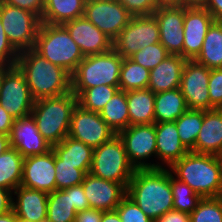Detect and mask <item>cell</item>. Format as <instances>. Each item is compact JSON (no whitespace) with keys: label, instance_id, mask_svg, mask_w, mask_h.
Listing matches in <instances>:
<instances>
[{"label":"cell","instance_id":"49","mask_svg":"<svg viewBox=\"0 0 222 222\" xmlns=\"http://www.w3.org/2000/svg\"><path fill=\"white\" fill-rule=\"evenodd\" d=\"M203 7L211 13L215 21L222 22V0H207Z\"/></svg>","mask_w":222,"mask_h":222},{"label":"cell","instance_id":"21","mask_svg":"<svg viewBox=\"0 0 222 222\" xmlns=\"http://www.w3.org/2000/svg\"><path fill=\"white\" fill-rule=\"evenodd\" d=\"M191 152L222 154V109L204 110L203 123Z\"/></svg>","mask_w":222,"mask_h":222},{"label":"cell","instance_id":"54","mask_svg":"<svg viewBox=\"0 0 222 222\" xmlns=\"http://www.w3.org/2000/svg\"><path fill=\"white\" fill-rule=\"evenodd\" d=\"M0 222H16V215L13 210L0 215Z\"/></svg>","mask_w":222,"mask_h":222},{"label":"cell","instance_id":"25","mask_svg":"<svg viewBox=\"0 0 222 222\" xmlns=\"http://www.w3.org/2000/svg\"><path fill=\"white\" fill-rule=\"evenodd\" d=\"M52 149L61 159V164L75 165L76 169L89 173L94 151L92 147L66 136L60 143L53 145Z\"/></svg>","mask_w":222,"mask_h":222},{"label":"cell","instance_id":"58","mask_svg":"<svg viewBox=\"0 0 222 222\" xmlns=\"http://www.w3.org/2000/svg\"><path fill=\"white\" fill-rule=\"evenodd\" d=\"M40 222H52L51 220H49L47 217L44 218L43 220H41Z\"/></svg>","mask_w":222,"mask_h":222},{"label":"cell","instance_id":"47","mask_svg":"<svg viewBox=\"0 0 222 222\" xmlns=\"http://www.w3.org/2000/svg\"><path fill=\"white\" fill-rule=\"evenodd\" d=\"M102 210L87 209L76 213L75 222H101Z\"/></svg>","mask_w":222,"mask_h":222},{"label":"cell","instance_id":"13","mask_svg":"<svg viewBox=\"0 0 222 222\" xmlns=\"http://www.w3.org/2000/svg\"><path fill=\"white\" fill-rule=\"evenodd\" d=\"M116 133L101 118L100 113L76 105L73 110L68 136L93 149L108 142Z\"/></svg>","mask_w":222,"mask_h":222},{"label":"cell","instance_id":"34","mask_svg":"<svg viewBox=\"0 0 222 222\" xmlns=\"http://www.w3.org/2000/svg\"><path fill=\"white\" fill-rule=\"evenodd\" d=\"M203 116L204 110L188 109L175 120L180 140L189 151L195 147Z\"/></svg>","mask_w":222,"mask_h":222},{"label":"cell","instance_id":"16","mask_svg":"<svg viewBox=\"0 0 222 222\" xmlns=\"http://www.w3.org/2000/svg\"><path fill=\"white\" fill-rule=\"evenodd\" d=\"M214 18L203 6H184L183 58L194 60L202 49L205 35Z\"/></svg>","mask_w":222,"mask_h":222},{"label":"cell","instance_id":"29","mask_svg":"<svg viewBox=\"0 0 222 222\" xmlns=\"http://www.w3.org/2000/svg\"><path fill=\"white\" fill-rule=\"evenodd\" d=\"M194 61L209 69L222 68V22L214 21L209 27Z\"/></svg>","mask_w":222,"mask_h":222},{"label":"cell","instance_id":"51","mask_svg":"<svg viewBox=\"0 0 222 222\" xmlns=\"http://www.w3.org/2000/svg\"><path fill=\"white\" fill-rule=\"evenodd\" d=\"M101 222H122L118 212L116 210L113 211H103Z\"/></svg>","mask_w":222,"mask_h":222},{"label":"cell","instance_id":"4","mask_svg":"<svg viewBox=\"0 0 222 222\" xmlns=\"http://www.w3.org/2000/svg\"><path fill=\"white\" fill-rule=\"evenodd\" d=\"M77 104V96L72 91L34 102L31 115L35 119L38 131L51 146L68 136L71 116Z\"/></svg>","mask_w":222,"mask_h":222},{"label":"cell","instance_id":"44","mask_svg":"<svg viewBox=\"0 0 222 222\" xmlns=\"http://www.w3.org/2000/svg\"><path fill=\"white\" fill-rule=\"evenodd\" d=\"M68 193H71L72 205H74L75 211L78 213L83 210L90 209L88 199L84 193L82 185L72 186L65 189Z\"/></svg>","mask_w":222,"mask_h":222},{"label":"cell","instance_id":"14","mask_svg":"<svg viewBox=\"0 0 222 222\" xmlns=\"http://www.w3.org/2000/svg\"><path fill=\"white\" fill-rule=\"evenodd\" d=\"M209 77V68L194 60H187L179 88L185 97L188 109L210 110Z\"/></svg>","mask_w":222,"mask_h":222},{"label":"cell","instance_id":"12","mask_svg":"<svg viewBox=\"0 0 222 222\" xmlns=\"http://www.w3.org/2000/svg\"><path fill=\"white\" fill-rule=\"evenodd\" d=\"M34 102L24 74L13 66L3 79L0 105L14 119H19L31 114Z\"/></svg>","mask_w":222,"mask_h":222},{"label":"cell","instance_id":"31","mask_svg":"<svg viewBox=\"0 0 222 222\" xmlns=\"http://www.w3.org/2000/svg\"><path fill=\"white\" fill-rule=\"evenodd\" d=\"M99 113L116 134L126 129L129 126L126 92L119 89Z\"/></svg>","mask_w":222,"mask_h":222},{"label":"cell","instance_id":"7","mask_svg":"<svg viewBox=\"0 0 222 222\" xmlns=\"http://www.w3.org/2000/svg\"><path fill=\"white\" fill-rule=\"evenodd\" d=\"M135 170L129 162L123 140L118 134L93 151L89 173L95 177L121 183L127 188Z\"/></svg>","mask_w":222,"mask_h":222},{"label":"cell","instance_id":"6","mask_svg":"<svg viewBox=\"0 0 222 222\" xmlns=\"http://www.w3.org/2000/svg\"><path fill=\"white\" fill-rule=\"evenodd\" d=\"M123 57L113 48L85 56L71 76L72 92L78 97L85 89L100 85L119 86Z\"/></svg>","mask_w":222,"mask_h":222},{"label":"cell","instance_id":"50","mask_svg":"<svg viewBox=\"0 0 222 222\" xmlns=\"http://www.w3.org/2000/svg\"><path fill=\"white\" fill-rule=\"evenodd\" d=\"M12 192L0 187V215L12 210Z\"/></svg>","mask_w":222,"mask_h":222},{"label":"cell","instance_id":"19","mask_svg":"<svg viewBox=\"0 0 222 222\" xmlns=\"http://www.w3.org/2000/svg\"><path fill=\"white\" fill-rule=\"evenodd\" d=\"M91 209L113 211L126 195V188L121 184L93 176L85 175L81 184Z\"/></svg>","mask_w":222,"mask_h":222},{"label":"cell","instance_id":"35","mask_svg":"<svg viewBox=\"0 0 222 222\" xmlns=\"http://www.w3.org/2000/svg\"><path fill=\"white\" fill-rule=\"evenodd\" d=\"M119 90V86L100 85L85 89L78 97V105L88 111L99 113Z\"/></svg>","mask_w":222,"mask_h":222},{"label":"cell","instance_id":"52","mask_svg":"<svg viewBox=\"0 0 222 222\" xmlns=\"http://www.w3.org/2000/svg\"><path fill=\"white\" fill-rule=\"evenodd\" d=\"M10 147L9 135L0 134V154L7 151Z\"/></svg>","mask_w":222,"mask_h":222},{"label":"cell","instance_id":"18","mask_svg":"<svg viewBox=\"0 0 222 222\" xmlns=\"http://www.w3.org/2000/svg\"><path fill=\"white\" fill-rule=\"evenodd\" d=\"M9 140L11 148H15L24 158L44 154L52 149L51 144L38 131L31 114L14 119Z\"/></svg>","mask_w":222,"mask_h":222},{"label":"cell","instance_id":"8","mask_svg":"<svg viewBox=\"0 0 222 222\" xmlns=\"http://www.w3.org/2000/svg\"><path fill=\"white\" fill-rule=\"evenodd\" d=\"M0 19L9 42L18 52L34 47L42 23L37 14L0 0Z\"/></svg>","mask_w":222,"mask_h":222},{"label":"cell","instance_id":"38","mask_svg":"<svg viewBox=\"0 0 222 222\" xmlns=\"http://www.w3.org/2000/svg\"><path fill=\"white\" fill-rule=\"evenodd\" d=\"M56 189L64 190L72 186L81 185L86 173L76 169L75 165L61 164V159L55 155Z\"/></svg>","mask_w":222,"mask_h":222},{"label":"cell","instance_id":"27","mask_svg":"<svg viewBox=\"0 0 222 222\" xmlns=\"http://www.w3.org/2000/svg\"><path fill=\"white\" fill-rule=\"evenodd\" d=\"M87 0H45L41 22L52 25L82 17Z\"/></svg>","mask_w":222,"mask_h":222},{"label":"cell","instance_id":"15","mask_svg":"<svg viewBox=\"0 0 222 222\" xmlns=\"http://www.w3.org/2000/svg\"><path fill=\"white\" fill-rule=\"evenodd\" d=\"M55 175V153L51 149L24 158L21 186L49 194L56 190Z\"/></svg>","mask_w":222,"mask_h":222},{"label":"cell","instance_id":"23","mask_svg":"<svg viewBox=\"0 0 222 222\" xmlns=\"http://www.w3.org/2000/svg\"><path fill=\"white\" fill-rule=\"evenodd\" d=\"M157 157L170 167L189 150L181 142L174 122L155 123Z\"/></svg>","mask_w":222,"mask_h":222},{"label":"cell","instance_id":"1","mask_svg":"<svg viewBox=\"0 0 222 222\" xmlns=\"http://www.w3.org/2000/svg\"><path fill=\"white\" fill-rule=\"evenodd\" d=\"M126 195L154 221L174 209L171 171L165 167L136 169Z\"/></svg>","mask_w":222,"mask_h":222},{"label":"cell","instance_id":"46","mask_svg":"<svg viewBox=\"0 0 222 222\" xmlns=\"http://www.w3.org/2000/svg\"><path fill=\"white\" fill-rule=\"evenodd\" d=\"M154 222H190V214L173 209L155 219Z\"/></svg>","mask_w":222,"mask_h":222},{"label":"cell","instance_id":"33","mask_svg":"<svg viewBox=\"0 0 222 222\" xmlns=\"http://www.w3.org/2000/svg\"><path fill=\"white\" fill-rule=\"evenodd\" d=\"M149 75V69L135 63L130 58H123L120 68L119 89L125 92L146 89L149 85Z\"/></svg>","mask_w":222,"mask_h":222},{"label":"cell","instance_id":"28","mask_svg":"<svg viewBox=\"0 0 222 222\" xmlns=\"http://www.w3.org/2000/svg\"><path fill=\"white\" fill-rule=\"evenodd\" d=\"M188 110L180 88L155 93V123L174 122Z\"/></svg>","mask_w":222,"mask_h":222},{"label":"cell","instance_id":"37","mask_svg":"<svg viewBox=\"0 0 222 222\" xmlns=\"http://www.w3.org/2000/svg\"><path fill=\"white\" fill-rule=\"evenodd\" d=\"M190 222H222V196L202 198L190 213Z\"/></svg>","mask_w":222,"mask_h":222},{"label":"cell","instance_id":"39","mask_svg":"<svg viewBox=\"0 0 222 222\" xmlns=\"http://www.w3.org/2000/svg\"><path fill=\"white\" fill-rule=\"evenodd\" d=\"M168 55L169 53L166 48L159 42L141 48L133 54L130 59L142 65L144 68L151 70L161 63Z\"/></svg>","mask_w":222,"mask_h":222},{"label":"cell","instance_id":"55","mask_svg":"<svg viewBox=\"0 0 222 222\" xmlns=\"http://www.w3.org/2000/svg\"><path fill=\"white\" fill-rule=\"evenodd\" d=\"M13 66L7 65V64H1L0 63V89L2 86L3 79L5 77V74L12 68Z\"/></svg>","mask_w":222,"mask_h":222},{"label":"cell","instance_id":"20","mask_svg":"<svg viewBox=\"0 0 222 222\" xmlns=\"http://www.w3.org/2000/svg\"><path fill=\"white\" fill-rule=\"evenodd\" d=\"M63 26L84 57L102 54L112 49V40L84 16L68 21Z\"/></svg>","mask_w":222,"mask_h":222},{"label":"cell","instance_id":"41","mask_svg":"<svg viewBox=\"0 0 222 222\" xmlns=\"http://www.w3.org/2000/svg\"><path fill=\"white\" fill-rule=\"evenodd\" d=\"M208 89L210 110L222 109V68L210 69Z\"/></svg>","mask_w":222,"mask_h":222},{"label":"cell","instance_id":"26","mask_svg":"<svg viewBox=\"0 0 222 222\" xmlns=\"http://www.w3.org/2000/svg\"><path fill=\"white\" fill-rule=\"evenodd\" d=\"M129 126L154 124L155 93L149 88L126 92Z\"/></svg>","mask_w":222,"mask_h":222},{"label":"cell","instance_id":"45","mask_svg":"<svg viewBox=\"0 0 222 222\" xmlns=\"http://www.w3.org/2000/svg\"><path fill=\"white\" fill-rule=\"evenodd\" d=\"M3 3L19 7L37 14L40 18L43 14L45 0H1Z\"/></svg>","mask_w":222,"mask_h":222},{"label":"cell","instance_id":"53","mask_svg":"<svg viewBox=\"0 0 222 222\" xmlns=\"http://www.w3.org/2000/svg\"><path fill=\"white\" fill-rule=\"evenodd\" d=\"M159 6H185V0H157Z\"/></svg>","mask_w":222,"mask_h":222},{"label":"cell","instance_id":"11","mask_svg":"<svg viewBox=\"0 0 222 222\" xmlns=\"http://www.w3.org/2000/svg\"><path fill=\"white\" fill-rule=\"evenodd\" d=\"M118 135L123 140L129 162L135 169L162 167L160 164L144 162V159L153 154L157 155L155 123L130 125Z\"/></svg>","mask_w":222,"mask_h":222},{"label":"cell","instance_id":"56","mask_svg":"<svg viewBox=\"0 0 222 222\" xmlns=\"http://www.w3.org/2000/svg\"><path fill=\"white\" fill-rule=\"evenodd\" d=\"M207 0H185V6H204Z\"/></svg>","mask_w":222,"mask_h":222},{"label":"cell","instance_id":"2","mask_svg":"<svg viewBox=\"0 0 222 222\" xmlns=\"http://www.w3.org/2000/svg\"><path fill=\"white\" fill-rule=\"evenodd\" d=\"M16 66L24 74L35 101L72 91L71 75L46 60L33 48L19 52Z\"/></svg>","mask_w":222,"mask_h":222},{"label":"cell","instance_id":"36","mask_svg":"<svg viewBox=\"0 0 222 222\" xmlns=\"http://www.w3.org/2000/svg\"><path fill=\"white\" fill-rule=\"evenodd\" d=\"M171 188L174 210L190 214L202 197L195 193L186 183L175 178L171 172Z\"/></svg>","mask_w":222,"mask_h":222},{"label":"cell","instance_id":"24","mask_svg":"<svg viewBox=\"0 0 222 222\" xmlns=\"http://www.w3.org/2000/svg\"><path fill=\"white\" fill-rule=\"evenodd\" d=\"M17 202H12L16 217L40 222L47 217L48 193L18 186L14 190Z\"/></svg>","mask_w":222,"mask_h":222},{"label":"cell","instance_id":"5","mask_svg":"<svg viewBox=\"0 0 222 222\" xmlns=\"http://www.w3.org/2000/svg\"><path fill=\"white\" fill-rule=\"evenodd\" d=\"M33 49L71 76L84 56L63 25L41 23Z\"/></svg>","mask_w":222,"mask_h":222},{"label":"cell","instance_id":"42","mask_svg":"<svg viewBox=\"0 0 222 222\" xmlns=\"http://www.w3.org/2000/svg\"><path fill=\"white\" fill-rule=\"evenodd\" d=\"M132 16L153 15L159 7L157 0H118Z\"/></svg>","mask_w":222,"mask_h":222},{"label":"cell","instance_id":"32","mask_svg":"<svg viewBox=\"0 0 222 222\" xmlns=\"http://www.w3.org/2000/svg\"><path fill=\"white\" fill-rule=\"evenodd\" d=\"M76 211L71 193L56 189L48 194L47 218L52 222H75Z\"/></svg>","mask_w":222,"mask_h":222},{"label":"cell","instance_id":"57","mask_svg":"<svg viewBox=\"0 0 222 222\" xmlns=\"http://www.w3.org/2000/svg\"><path fill=\"white\" fill-rule=\"evenodd\" d=\"M16 222H34V221L26 220V219H23V218H20V217H16Z\"/></svg>","mask_w":222,"mask_h":222},{"label":"cell","instance_id":"3","mask_svg":"<svg viewBox=\"0 0 222 222\" xmlns=\"http://www.w3.org/2000/svg\"><path fill=\"white\" fill-rule=\"evenodd\" d=\"M176 178L202 198L222 196V159L220 156L189 151L169 167Z\"/></svg>","mask_w":222,"mask_h":222},{"label":"cell","instance_id":"10","mask_svg":"<svg viewBox=\"0 0 222 222\" xmlns=\"http://www.w3.org/2000/svg\"><path fill=\"white\" fill-rule=\"evenodd\" d=\"M83 16L112 41L132 18L118 0H87Z\"/></svg>","mask_w":222,"mask_h":222},{"label":"cell","instance_id":"30","mask_svg":"<svg viewBox=\"0 0 222 222\" xmlns=\"http://www.w3.org/2000/svg\"><path fill=\"white\" fill-rule=\"evenodd\" d=\"M24 157L15 149L9 148L0 154V187L10 191L21 185Z\"/></svg>","mask_w":222,"mask_h":222},{"label":"cell","instance_id":"48","mask_svg":"<svg viewBox=\"0 0 222 222\" xmlns=\"http://www.w3.org/2000/svg\"><path fill=\"white\" fill-rule=\"evenodd\" d=\"M14 118L0 105V134L9 135Z\"/></svg>","mask_w":222,"mask_h":222},{"label":"cell","instance_id":"40","mask_svg":"<svg viewBox=\"0 0 222 222\" xmlns=\"http://www.w3.org/2000/svg\"><path fill=\"white\" fill-rule=\"evenodd\" d=\"M115 210L122 222H154L127 195L122 198Z\"/></svg>","mask_w":222,"mask_h":222},{"label":"cell","instance_id":"9","mask_svg":"<svg viewBox=\"0 0 222 222\" xmlns=\"http://www.w3.org/2000/svg\"><path fill=\"white\" fill-rule=\"evenodd\" d=\"M160 42L158 21L154 15L132 16L127 26L112 41V48L130 58L141 48Z\"/></svg>","mask_w":222,"mask_h":222},{"label":"cell","instance_id":"17","mask_svg":"<svg viewBox=\"0 0 222 222\" xmlns=\"http://www.w3.org/2000/svg\"><path fill=\"white\" fill-rule=\"evenodd\" d=\"M153 15L158 21L160 43L169 54L183 57L184 6H159Z\"/></svg>","mask_w":222,"mask_h":222},{"label":"cell","instance_id":"22","mask_svg":"<svg viewBox=\"0 0 222 222\" xmlns=\"http://www.w3.org/2000/svg\"><path fill=\"white\" fill-rule=\"evenodd\" d=\"M186 58L169 54L161 63L150 70L148 88L153 93H160L180 87L181 75Z\"/></svg>","mask_w":222,"mask_h":222},{"label":"cell","instance_id":"43","mask_svg":"<svg viewBox=\"0 0 222 222\" xmlns=\"http://www.w3.org/2000/svg\"><path fill=\"white\" fill-rule=\"evenodd\" d=\"M19 52L9 42L0 19V63L16 66Z\"/></svg>","mask_w":222,"mask_h":222}]
</instances>
